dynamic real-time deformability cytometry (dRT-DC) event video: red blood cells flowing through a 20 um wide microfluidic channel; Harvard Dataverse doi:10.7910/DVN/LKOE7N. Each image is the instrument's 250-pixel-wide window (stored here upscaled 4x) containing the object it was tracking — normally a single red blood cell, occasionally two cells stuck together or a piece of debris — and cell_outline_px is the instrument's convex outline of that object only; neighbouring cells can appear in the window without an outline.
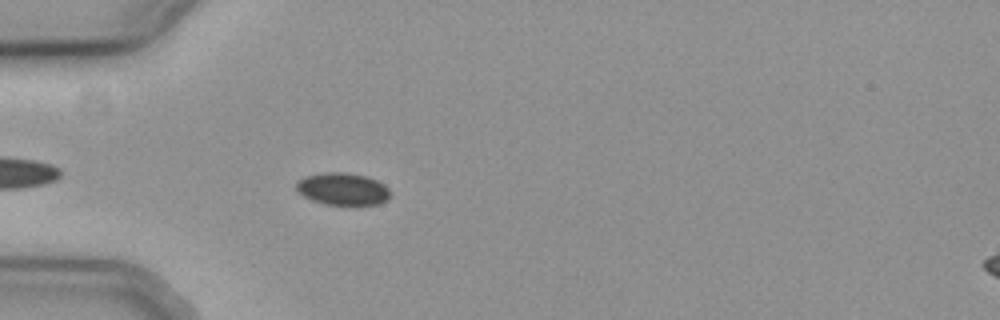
{"species": "common noctule bat (a hibernating species)", "species_latin": "Nyctalus noctula", "temperature_condition": "cold", "stored_images_in_passage": 15, "camera_frame_rate_fps": 3000, "um_per_image_px": 0.085, "animal": {"sex": "female", "body_mass_g": 19.3, "forearm_length_mm": 54.1}, "frame": {"image": 1, "passage_image": 5, "time_ms": 1.333, "image_size_px": [1000, 320], "cell_outline_px": [[392, 192], [388, 200], [380, 204], [356, 208], [324, 204], [312, 200], [304, 196], [296, 188], [296, 184], [304, 176], [328, 172], [344, 172], [364, 176], [376, 180], [384, 184]], "centroid_in_image_um": [29.2, 16.12], "position_along_channel_um": 55.8, "area_um2": 18.32}}
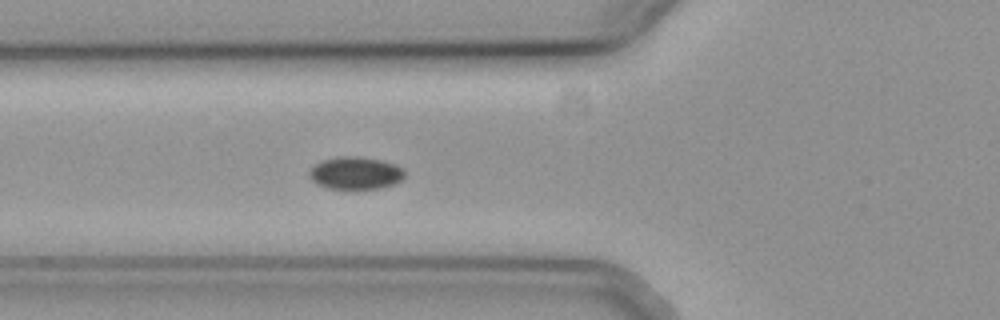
{"frame": {"image": 2, "passage_image": 9, "time_ms": 2.667, "image_size_px": [1000, 320], "cell_outline_px": [[404, 176], [400, 180], [392, 184], [380, 188], [328, 188], [316, 184], [308, 176], [308, 172], [316, 164], [324, 160], [340, 156], [360, 156], [380, 160], [396, 164], [404, 168]], "centroid_in_image_um": [30.21, 14.7], "position_along_channel_um": 95.6, "area_um2": 17.92}}